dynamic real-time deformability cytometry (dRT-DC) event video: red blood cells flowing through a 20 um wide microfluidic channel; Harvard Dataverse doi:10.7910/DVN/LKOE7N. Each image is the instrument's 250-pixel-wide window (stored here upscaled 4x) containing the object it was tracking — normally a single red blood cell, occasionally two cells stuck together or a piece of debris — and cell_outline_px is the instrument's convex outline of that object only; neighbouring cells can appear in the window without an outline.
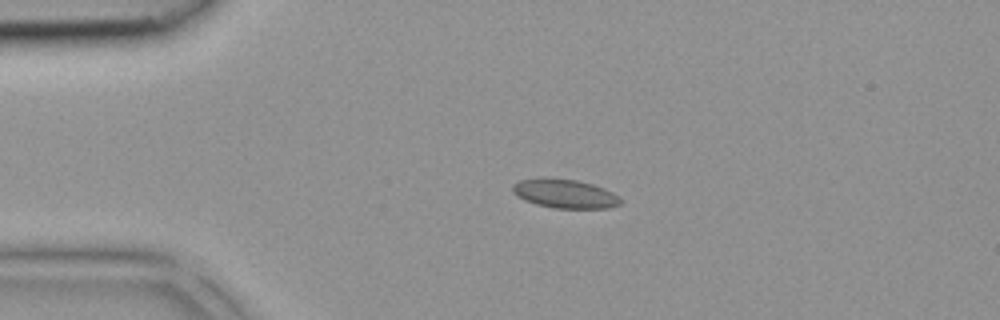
{"species": "common noctule bat (a hibernating species)", "species_latin": "Nyctalus noctula", "temperature_condition": "room temperature", "stored_images_in_passage": 35, "camera_frame_rate_fps": 3000, "um_per_image_px": 0.085, "animal": {"sex": "female", "body_mass_g": 18.4}, "frame": {"image": 1, "passage_image": 3, "time_ms": 0.667, "image_size_px": [1000, 320], "cell_outline_px": [[620, 204], [608, 208], [552, 208], [536, 204], [524, 200], [516, 196], [512, 192], [512, 184], [520, 180], [540, 176], [544, 176], [576, 180], [592, 184], [604, 188], [620, 196]], "centroid_in_image_um": [47.95, 16.44], "position_along_channel_um": 37.0, "area_um2": 18.55}}
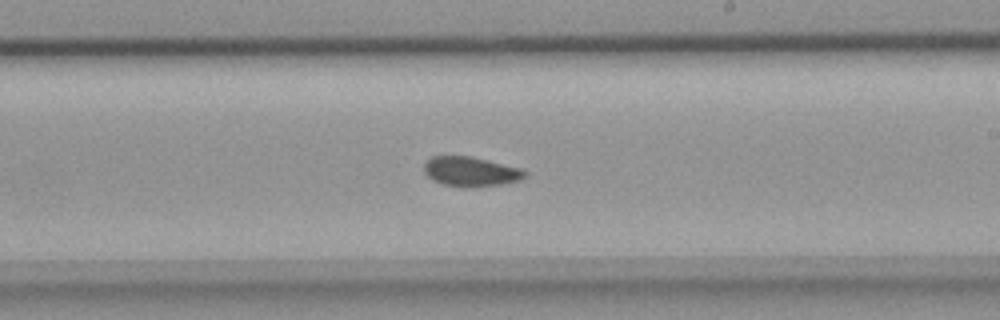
{"frame": {"image": 2, "passage_image": 18, "time_ms": 5.667, "image_size_px": [1000, 320], "cell_outline_px": [[528, 172], [520, 180], [500, 184], [472, 188], [444, 184], [428, 176], [424, 172], [424, 164], [432, 156], [472, 156], [520, 168]], "centroid_in_image_um": [40.02, 14.58], "position_along_channel_um": 249.0, "area_um2": 17.22}}
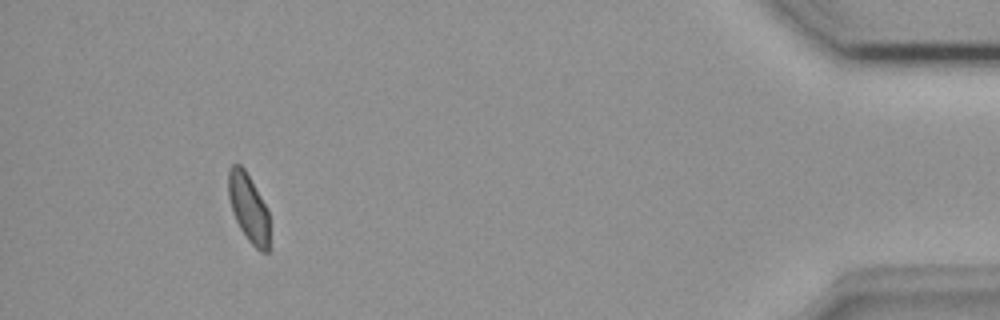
{"frame": {"image": 3, "passage_image": 32, "time_ms": 10.333, "image_size_px": [1000, 320], "cell_outline_px": [[268, 252], [260, 252], [248, 240], [240, 228], [232, 212], [228, 196], [228, 168], [232, 164], [240, 164], [244, 168], [268, 208]], "centroid_in_image_um": [21.1, 17.63], "position_along_channel_um": 414.1, "area_um2": 16.36}}